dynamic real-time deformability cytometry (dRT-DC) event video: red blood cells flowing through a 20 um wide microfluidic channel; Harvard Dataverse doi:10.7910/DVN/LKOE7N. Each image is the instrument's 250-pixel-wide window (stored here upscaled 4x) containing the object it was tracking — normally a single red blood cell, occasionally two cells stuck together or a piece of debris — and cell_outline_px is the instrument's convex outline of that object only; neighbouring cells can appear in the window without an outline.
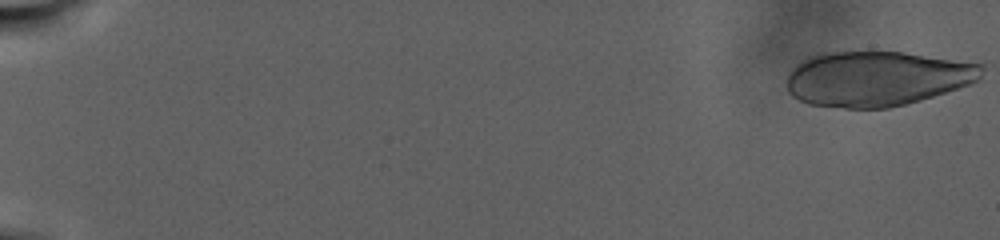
{"species": "human", "species_latin": "Homo sapiens", "temperature_condition": "warm", "stored_images_in_passage": 35, "camera_frame_rate_fps": 3000, "um_per_image_px": 0.085, "donor": {"sex": "male"}, "frame": {"image": 1, "passage_image": 1, "time_ms": 0.0, "image_size_px": [1000, 240], "cell_outline_px": [[984, 68], [980, 80], [972, 84], [920, 100], [888, 108], [844, 108], [808, 104], [792, 96], [788, 92], [788, 72], [796, 64], [808, 56], [828, 52], [900, 52], [984, 64]], "centroid_in_image_um": [74.53, 6.68], "position_along_channel_um": 10.5, "area_um2": 62.48}}